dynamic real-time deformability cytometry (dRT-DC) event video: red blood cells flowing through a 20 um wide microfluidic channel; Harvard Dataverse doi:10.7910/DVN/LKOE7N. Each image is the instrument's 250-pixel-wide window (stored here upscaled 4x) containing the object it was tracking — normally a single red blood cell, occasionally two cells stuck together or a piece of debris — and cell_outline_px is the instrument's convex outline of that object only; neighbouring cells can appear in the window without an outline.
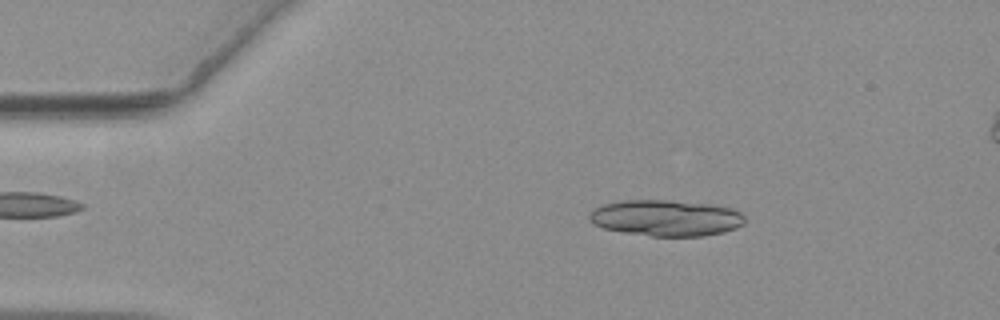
{"species": "common noctule bat (a hibernating species)", "species_latin": "Nyctalus noctula", "temperature_condition": "warm", "stored_images_in_passage": 26, "segment_of_instrument_passage": [1, 2], "camera_frame_rate_fps": 3000, "um_per_image_px": 0.085, "animal": {"sex": "female", "body_mass_g": 19.3, "forearm_length_mm": 54.1}, "frame": {"image": 1, "passage_image": 5, "time_ms": 1.333, "image_size_px": [1000, 320], "cell_outline_px": [[744, 224], [736, 228], [724, 232], [704, 236], [652, 236], [624, 232], [604, 228], [592, 224], [588, 220], [588, 216], [596, 208], [604, 204], [624, 200], [668, 200], [712, 204], [732, 208], [740, 212], [744, 216]], "centroid_in_image_um": [56.63, 18.53], "position_along_channel_um": 28.4, "area_um2": 32.83}}